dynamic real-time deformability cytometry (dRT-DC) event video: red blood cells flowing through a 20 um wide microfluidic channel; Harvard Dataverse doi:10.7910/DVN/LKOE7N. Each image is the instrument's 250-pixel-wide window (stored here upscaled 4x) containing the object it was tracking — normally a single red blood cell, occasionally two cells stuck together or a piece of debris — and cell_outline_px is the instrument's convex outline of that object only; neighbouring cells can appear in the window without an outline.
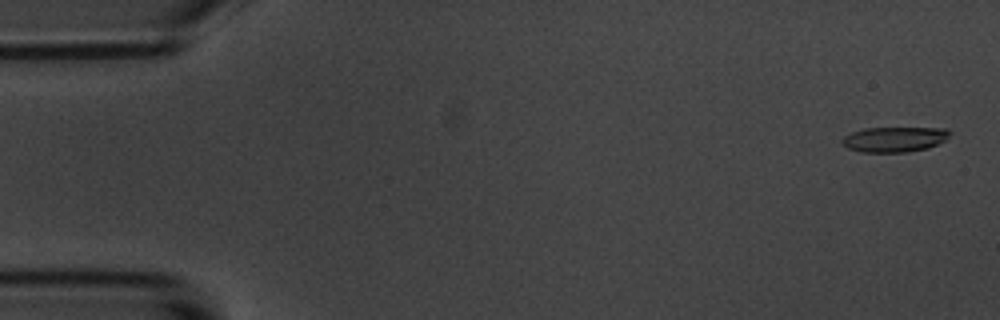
{"species": "common noctule bat (a hibernating species)", "species_latin": "Nyctalus noctula", "temperature_condition": "room temperature", "stored_images_in_passage": 51, "camera_frame_rate_fps": 3000, "um_per_image_px": 0.085, "animal": {"sex": "male", "body_mass_g": 20.1, "forearm_length_mm": 53.5}, "frame": {"image": 1, "passage_image": 2, "time_ms": 0.333, "image_size_px": [1000, 320], "cell_outline_px": [[952, 132], [944, 140], [928, 148], [908, 152], [860, 152], [848, 148], [840, 140], [844, 136], [852, 132], [864, 128], [944, 128]], "centroid_in_image_um": [76.0, 11.84], "position_along_channel_um": 9.0, "area_um2": 15.72}}
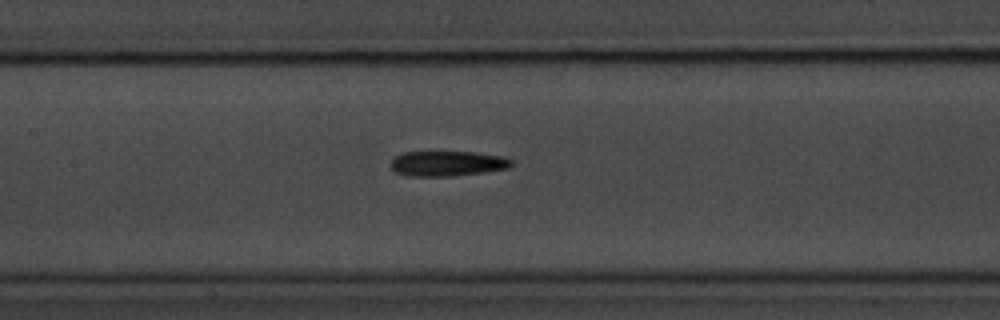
{"frame": {"image": 2, "passage_image": 26, "time_ms": 8.333, "image_size_px": [1000, 320], "cell_outline_px": [[512, 164], [508, 168], [484, 172], [448, 176], [408, 176], [396, 172], [392, 168], [392, 160], [396, 156], [404, 152], [436, 148], [440, 148], [504, 156], [512, 160]], "centroid_in_image_um": [38.0, 13.83], "position_along_channel_um": 169.4, "area_um2": 18.55}}
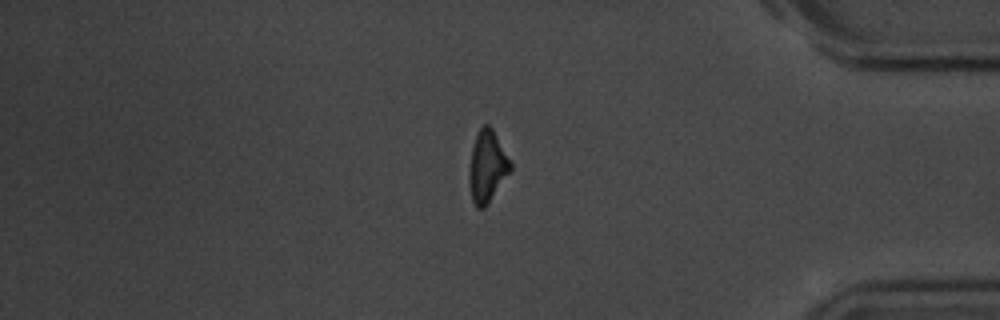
{"frame": {"image": 3, "passage_image": 47, "time_ms": 15.333, "image_size_px": [1000, 320], "cell_outline_px": [[512, 172], [488, 204], [484, 208], [476, 208], [472, 200], [468, 180], [468, 172], [472, 144], [480, 128], [484, 124], [488, 124], [492, 128], [512, 164]], "centroid_in_image_um": [41.41, 14.19], "position_along_channel_um": 393.8, "area_um2": 17.57}, "authors_computed_cell_mechanics": {"area_um2": 17.5134, "velocity_mm_per_s": 3.6087, "shape_relaxation_time_tau1_ms": 4.9119, "shape_relaxation_time_tau2_ms": 9.7638, "deformation_change_tau1": 0.1436, "deformation_change_tau2": 0.2468}}